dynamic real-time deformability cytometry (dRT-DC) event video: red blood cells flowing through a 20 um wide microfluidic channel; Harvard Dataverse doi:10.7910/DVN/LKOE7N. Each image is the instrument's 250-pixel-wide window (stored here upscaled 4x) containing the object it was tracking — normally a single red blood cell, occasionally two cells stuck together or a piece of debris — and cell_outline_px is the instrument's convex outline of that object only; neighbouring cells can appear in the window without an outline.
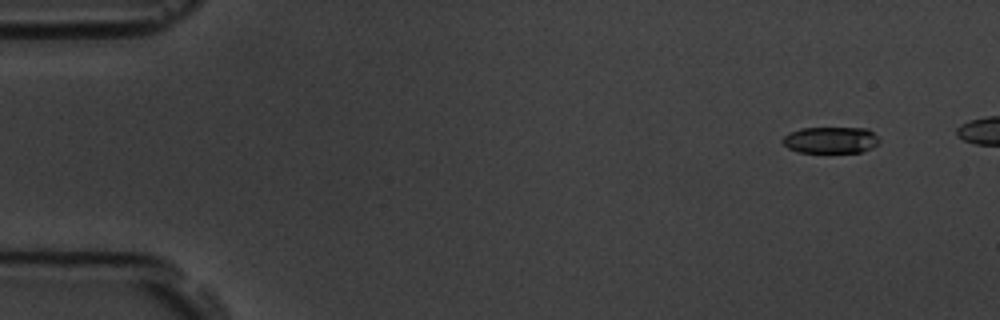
{"species": "common noctule bat (a hibernating species)", "species_latin": "Nyctalus noctula", "temperature_condition": "room temperature", "stored_images_in_passage": 6, "segment_of_instrument_passage": [2, 2], "camera_frame_rate_fps": 3000, "um_per_image_px": 0.085, "animal": {"sex": "male", "body_mass_g": 19.5, "forearm_length_mm": 54.6}, "frame": {"image": 1, "passage_image": 6, "time_ms": 6.667, "image_size_px": [1000, 320], "cell_outline_px": [[880, 140], [872, 148], [860, 152], [800, 152], [788, 148], [780, 140], [784, 136], [800, 128], [868, 128]], "centroid_in_image_um": [70.6, 11.9], "position_along_channel_um": 14.4, "area_um2": 14.8}}